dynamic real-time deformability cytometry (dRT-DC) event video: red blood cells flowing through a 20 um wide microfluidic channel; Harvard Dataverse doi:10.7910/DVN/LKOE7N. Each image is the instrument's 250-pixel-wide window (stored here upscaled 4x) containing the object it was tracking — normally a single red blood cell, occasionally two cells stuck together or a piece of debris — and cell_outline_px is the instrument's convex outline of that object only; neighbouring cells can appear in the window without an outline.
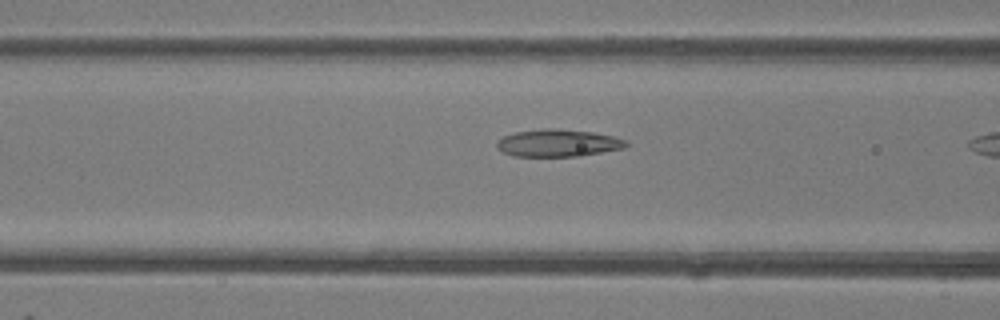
{"species": "common noctule bat (a hibernating species)", "species_latin": "Nyctalus noctula", "temperature_condition": "room temperature", "stored_images_in_passage": 8, "camera_frame_rate_fps": 3000, "um_per_image_px": 0.085, "animal": {"sex": "female"}, "frame": {"image": 1, "passage_image": 7, "time_ms": 2.0, "image_size_px": [1000, 320], "cell_outline_px": [[628, 144], [624, 148], [580, 156], [512, 156], [496, 148], [496, 140], [504, 136], [516, 132], [544, 128], [556, 128], [592, 132], [616, 136], [628, 140]], "centroid_in_image_um": [47.45, 12.15], "position_along_channel_um": 119.2, "area_um2": 20.75}}